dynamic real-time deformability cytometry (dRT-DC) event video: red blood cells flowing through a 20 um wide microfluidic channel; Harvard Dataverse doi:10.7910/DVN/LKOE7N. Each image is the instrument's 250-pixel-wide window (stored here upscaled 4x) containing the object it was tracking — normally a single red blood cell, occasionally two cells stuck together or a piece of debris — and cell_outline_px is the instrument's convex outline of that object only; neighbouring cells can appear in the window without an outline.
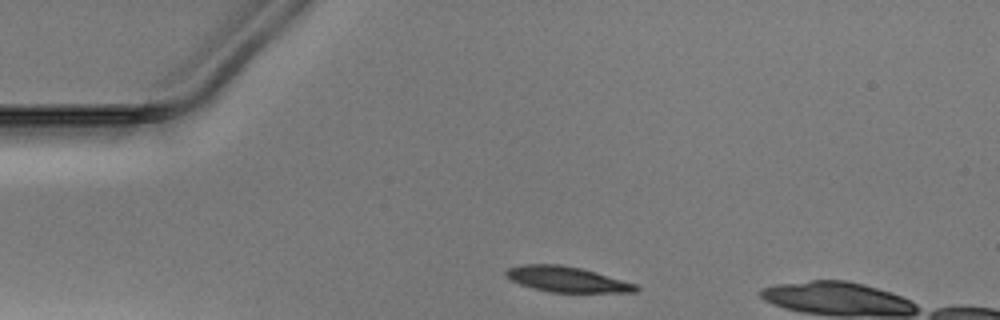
{"species": "Egyptian fruit bat (a non-hibernating species)", "species_latin": "Rousettus aegyptiacus", "temperature_condition": "warm", "stored_images_in_passage": 4, "camera_frame_rate_fps": 3000, "um_per_image_px": 0.085, "animal": {"sex": "male"}, "frame": {"image": 1, "passage_image": 1, "time_ms": 0.0, "image_size_px": [1000, 320], "cell_outline_px": [[640, 288], [636, 292], [548, 292], [532, 288], [520, 284], [512, 280], [504, 272], [508, 268], [524, 264], [560, 264], [580, 268], [596, 272], [636, 284]], "centroid_in_image_um": [48.18, 23.74], "position_along_channel_um": 36.8, "area_um2": 19.13}}